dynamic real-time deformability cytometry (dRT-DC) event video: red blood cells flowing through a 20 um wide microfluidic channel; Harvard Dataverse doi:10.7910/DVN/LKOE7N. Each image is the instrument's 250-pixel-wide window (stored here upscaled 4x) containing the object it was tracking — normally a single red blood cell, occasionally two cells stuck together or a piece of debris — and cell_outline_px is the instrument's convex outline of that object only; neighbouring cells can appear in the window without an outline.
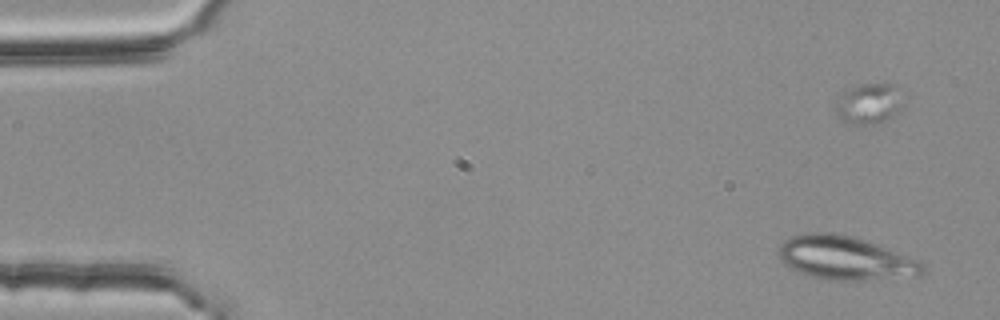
{"species": "common noctule bat (a hibernating species)", "species_latin": "Nyctalus noctula", "temperature_condition": "room temperature", "stored_images_in_passage": 57, "segment_of_instrument_passage": [2, 2], "camera_frame_rate_fps": 3000, "um_per_image_px": 0.085, "animal": {"sex": "female", "body_mass_g": 25.1}, "frame": {"image": 1, "passage_image": 5, "time_ms": 1.333, "image_size_px": [1000, 320], "cell_outline_px": [[924, 272], [920, 276], [864, 280], [828, 280], [812, 276], [800, 272], [780, 260], [776, 252], [780, 244], [792, 236], [808, 232], [832, 232], [852, 236], [864, 240], [920, 260], [924, 264]], "centroid_in_image_um": [71.86, 21.93], "position_along_channel_um": 13.1, "area_um2": 36.53}}
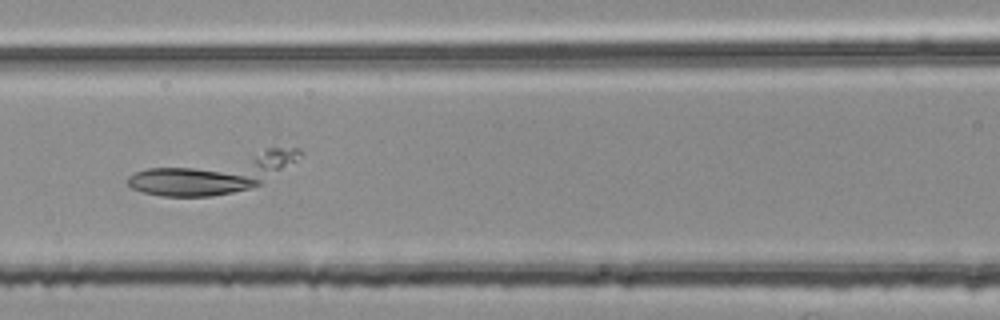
{"frame": {"image": 2, "passage_image": 26, "time_ms": 8.333, "image_size_px": [1000, 320], "cell_outline_px": [[304, 156], [260, 184], [248, 188], [232, 192], [212, 196], [160, 196], [144, 192], [132, 188], [128, 184], [128, 176], [136, 172], [148, 168], [264, 148], [300, 148]], "centroid_in_image_um": [18.26, 14.73], "position_along_channel_um": 148.3, "area_um2": 37.97}}
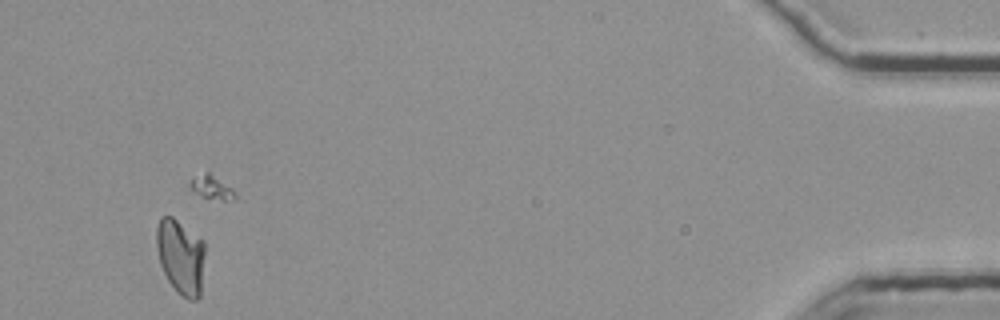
{"frame": {"image": 3, "passage_image": 54, "time_ms": 17.667, "image_size_px": [1000, 320], "cell_outline_px": [[204, 252], [200, 296], [196, 300], [188, 300], [176, 292], [168, 280], [160, 264], [156, 248], [156, 228], [160, 216], [172, 216], [204, 240]], "centroid_in_image_um": [15.34, 21.8], "position_along_channel_um": 419.9, "area_um2": 21.33}}